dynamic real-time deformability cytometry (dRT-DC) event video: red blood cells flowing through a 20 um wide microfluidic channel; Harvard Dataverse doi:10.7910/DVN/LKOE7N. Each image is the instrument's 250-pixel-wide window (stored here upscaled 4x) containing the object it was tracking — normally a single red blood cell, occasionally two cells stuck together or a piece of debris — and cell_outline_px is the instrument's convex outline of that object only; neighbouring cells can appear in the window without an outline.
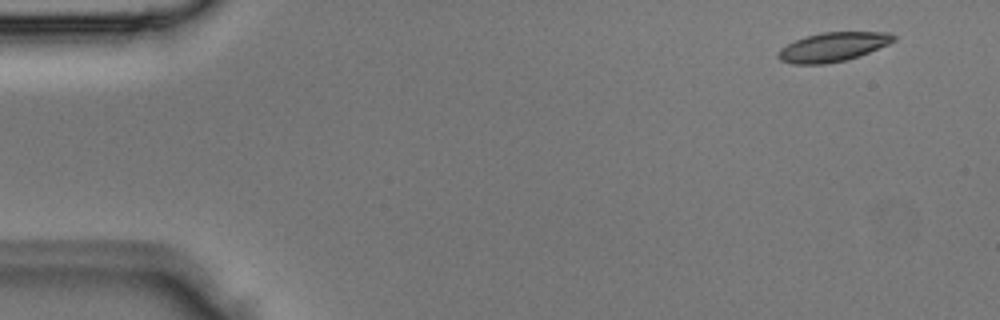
{"species": "Egyptian fruit bat (a non-hibernating species)", "species_latin": "Rousettus aegyptiacus", "temperature_condition": "room temperature", "stored_images_in_passage": 4, "segment_of_instrument_passage": [1, 2], "camera_frame_rate_fps": 3000, "um_per_image_px": 0.085, "animal": {"sex": "male"}, "frame": {"image": 1, "passage_image": 1, "time_ms": 0.0, "image_size_px": [1000, 320], "cell_outline_px": [[896, 40], [888, 44], [868, 52], [844, 60], [824, 64], [792, 64], [780, 60], [776, 56], [776, 52], [780, 48], [804, 36], [820, 32], [888, 32], [896, 36]], "centroid_in_image_um": [70.75, 3.98], "position_along_channel_um": 14.3, "area_um2": 19.54}}